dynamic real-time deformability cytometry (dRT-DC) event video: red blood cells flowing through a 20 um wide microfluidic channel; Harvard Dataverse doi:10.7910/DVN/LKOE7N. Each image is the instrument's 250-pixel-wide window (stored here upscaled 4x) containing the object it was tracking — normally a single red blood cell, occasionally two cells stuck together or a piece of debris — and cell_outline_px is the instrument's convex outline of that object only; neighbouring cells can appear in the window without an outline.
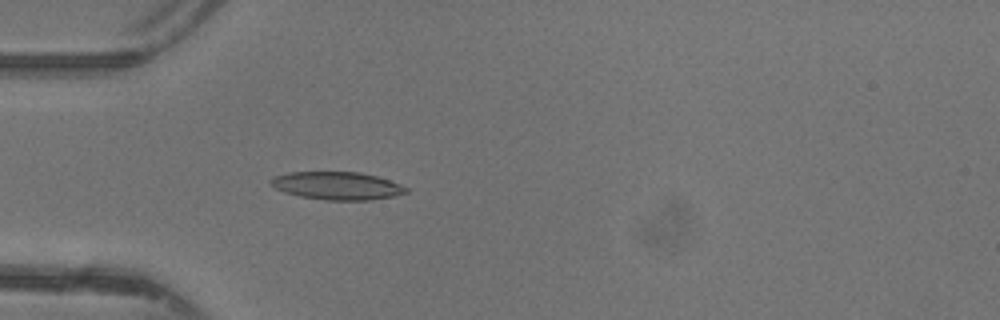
{"species": "common noctule bat (a hibernating species)", "species_latin": "Nyctalus noctula", "temperature_condition": "warm", "stored_images_in_passage": 47, "camera_frame_rate_fps": 3000, "um_per_image_px": 0.085, "animal": {"sex": "female"}, "frame": {"image": 1, "passage_image": 14, "time_ms": 4.333, "image_size_px": [1000, 320], "cell_outline_px": [[408, 192], [396, 196], [368, 200], [324, 200], [300, 196], [284, 192], [268, 184], [268, 180], [276, 176], [288, 172], [360, 172], [376, 176], [400, 184], [408, 188]], "centroid_in_image_um": [28.64, 15.79], "position_along_channel_um": 56.4, "area_um2": 22.02}}
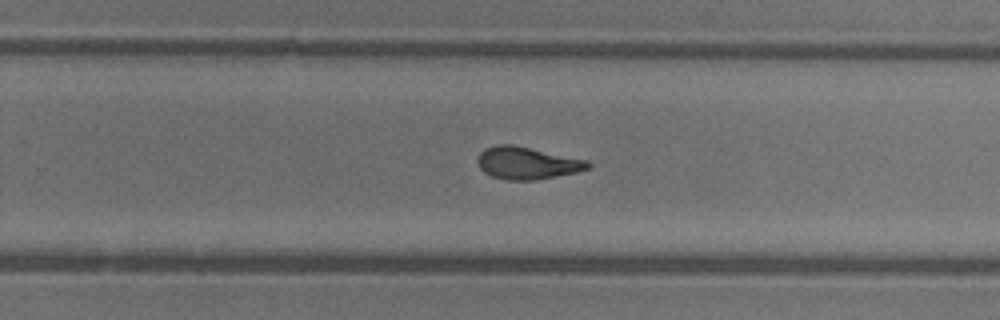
{"frame": {"image": 2, "passage_image": 30, "time_ms": 9.667, "image_size_px": [1000, 320], "cell_outline_px": [[592, 164], [588, 168], [576, 172], [536, 180], [508, 180], [492, 176], [484, 172], [480, 168], [476, 160], [480, 152], [484, 148], [496, 144], [512, 144], [588, 160]], "centroid_in_image_um": [44.77, 13.85], "position_along_channel_um": 285.0, "area_um2": 20.81}}
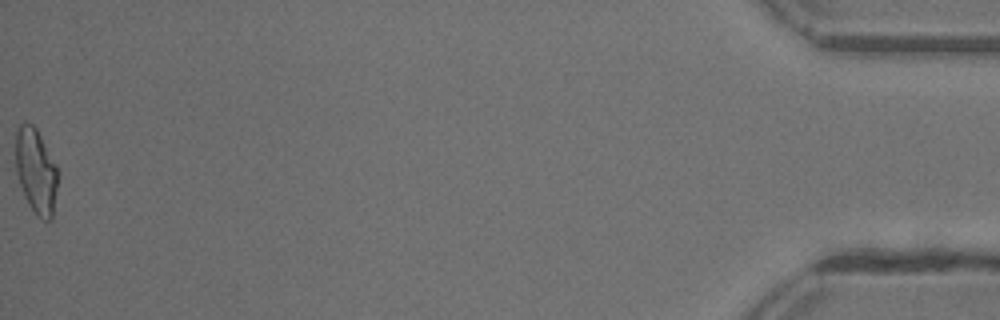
{"frame": {"image": 3, "passage_image": 47, "time_ms": 15.333, "image_size_px": [1000, 320], "cell_outline_px": [[60, 172], [52, 220], [44, 220], [36, 216], [28, 204], [24, 196], [16, 172], [16, 132], [20, 124], [32, 124], [36, 128], [56, 164]], "centroid_in_image_um": [3.09, 14.59], "position_along_channel_um": 432.1, "area_um2": 21.15}, "authors_computed_cell_mechanics": {"area_um2": 20.808, "velocity_mm_per_s": 4.4061, "shape_relaxation_time_tau1_ms": 8.7913, "shape_relaxation_time_tau2_ms": 1.4135, "deformation_change_tau1": 0.2697, "deformation_change_tau2": 0.0912}}